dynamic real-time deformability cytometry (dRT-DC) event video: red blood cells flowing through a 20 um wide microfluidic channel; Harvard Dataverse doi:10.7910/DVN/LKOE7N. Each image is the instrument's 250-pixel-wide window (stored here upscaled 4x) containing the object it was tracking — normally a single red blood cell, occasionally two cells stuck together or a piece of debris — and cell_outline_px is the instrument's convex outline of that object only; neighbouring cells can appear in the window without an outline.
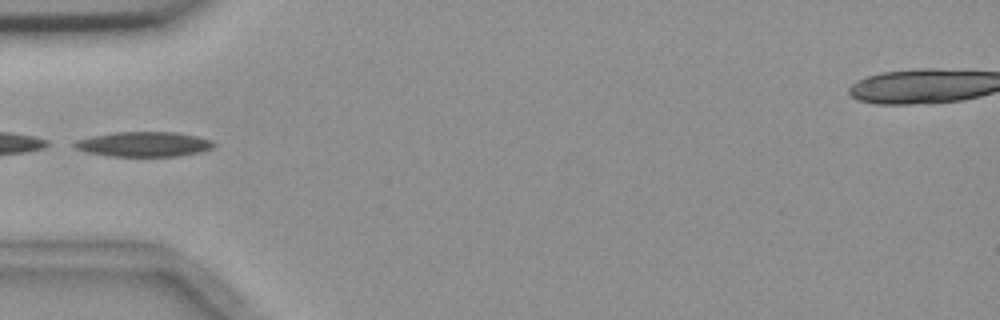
{"species": "common noctule bat (a hibernating species)", "species_latin": "Nyctalus noctula", "temperature_condition": "room temperature", "stored_images_in_passage": 4, "camera_frame_rate_fps": 3000, "um_per_image_px": 0.085, "animal": {"sex": "female", "body_mass_g": 18.4}, "frame": {"image": 1, "passage_image": 4, "time_ms": 5.0, "image_size_px": [1000, 320], "cell_outline_px": [[216, 144], [212, 148], [200, 152], [180, 156], [108, 156], [84, 152], [76, 148], [72, 144], [76, 140], [92, 136], [112, 132], [176, 132], [196, 136], [212, 140]], "centroid_in_image_um": [12.21, 12.26], "position_along_channel_um": 72.8, "area_um2": 20.35}}